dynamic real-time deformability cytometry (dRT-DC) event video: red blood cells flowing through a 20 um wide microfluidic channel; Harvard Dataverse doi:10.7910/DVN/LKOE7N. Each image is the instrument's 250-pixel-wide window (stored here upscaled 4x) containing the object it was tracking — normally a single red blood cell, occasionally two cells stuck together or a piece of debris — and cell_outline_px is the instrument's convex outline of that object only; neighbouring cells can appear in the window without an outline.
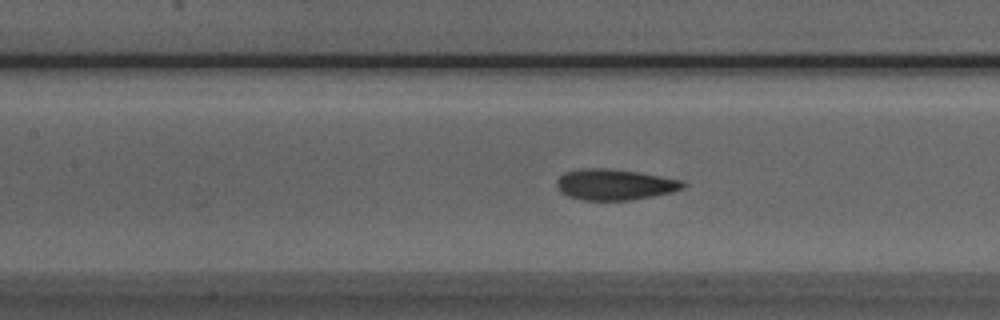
{"species": "Egyptian fruit bat (a non-hibernating species)", "species_latin": "Rousettus aegyptiacus", "temperature_condition": "room temperature", "stored_images_in_passage": 51, "segment_of_instrument_passage": [1, 2], "camera_frame_rate_fps": 3000, "um_per_image_px": 0.085, "animal": {"sex": "male"}, "frame": {"image": 1, "passage_image": 21, "time_ms": 6.667, "image_size_px": [1000, 320], "cell_outline_px": [[688, 184], [684, 188], [672, 192], [652, 196], [628, 200], [584, 200], [568, 196], [560, 192], [556, 184], [556, 180], [564, 172], [580, 168], [604, 168], [636, 172], [684, 180]], "centroid_in_image_um": [52.25, 15.68], "position_along_channel_um": 155.2, "area_um2": 22.77}}
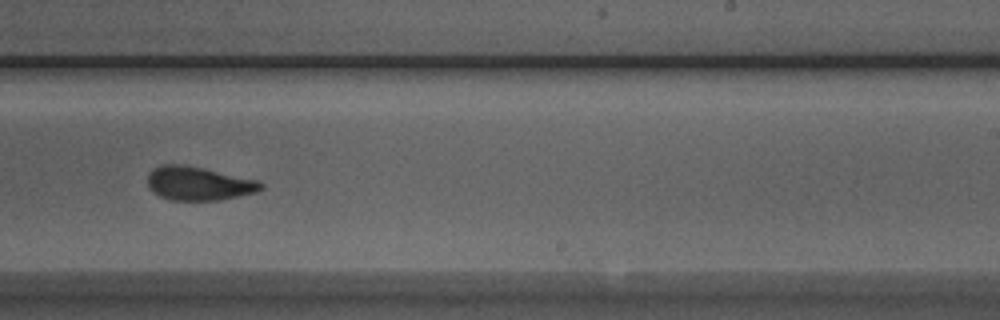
{"frame": {"image": 2, "passage_image": 30, "time_ms": 9.667, "image_size_px": [1000, 320], "cell_outline_px": [[264, 188], [256, 192], [220, 200], [172, 200], [160, 196], [152, 192], [148, 188], [148, 172], [152, 168], [164, 164], [184, 164], [256, 180], [264, 184]], "centroid_in_image_um": [16.84, 15.59], "position_along_channel_um": 272.2, "area_um2": 22.2}}
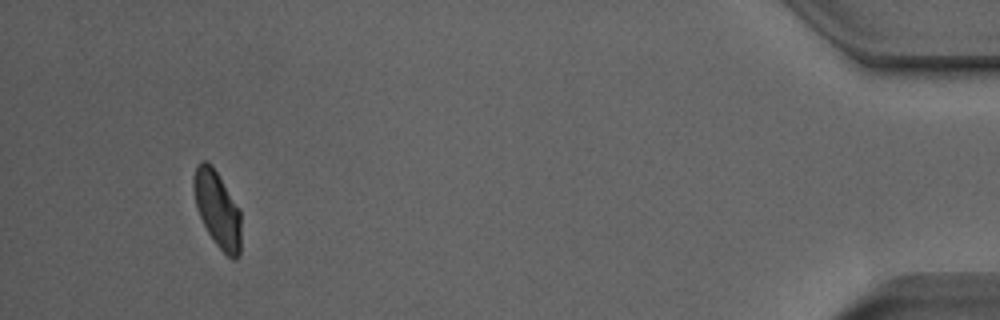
{"frame": {"image": 3, "passage_image": 47, "time_ms": 15.333, "image_size_px": [1000, 320], "cell_outline_px": [[240, 252], [236, 260], [232, 260], [212, 240], [196, 208], [192, 184], [192, 180], [196, 164], [200, 160], [204, 160], [212, 164], [240, 208]], "centroid_in_image_um": [18.46, 17.74], "position_along_channel_um": 416.7, "area_um2": 21.33}}